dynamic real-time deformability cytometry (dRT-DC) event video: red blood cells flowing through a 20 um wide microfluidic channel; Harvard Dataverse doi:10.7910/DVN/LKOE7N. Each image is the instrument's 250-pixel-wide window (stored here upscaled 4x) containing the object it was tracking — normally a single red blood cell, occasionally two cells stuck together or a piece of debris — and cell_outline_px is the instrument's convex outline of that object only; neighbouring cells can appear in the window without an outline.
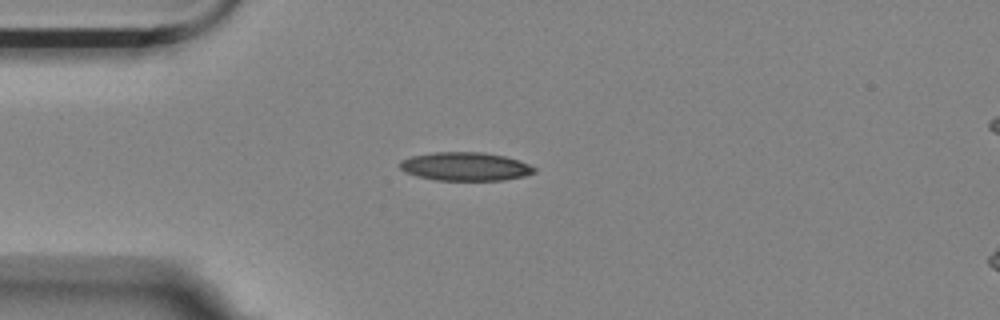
{"species": "Egyptian fruit bat (a non-hibernating species)", "species_latin": "Rousettus aegyptiacus", "temperature_condition": "room temperature", "stored_images_in_passage": 27, "camera_frame_rate_fps": 3000, "um_per_image_px": 0.085, "animal": {"sex": "female"}, "frame": {"image": 1, "passage_image": 1, "time_ms": 0.0, "image_size_px": [1000, 320], "cell_outline_px": [[536, 172], [524, 176], [504, 180], [436, 180], [416, 176], [404, 172], [400, 168], [400, 160], [412, 156], [432, 152], [484, 152], [504, 156], [528, 164], [536, 168]], "centroid_in_image_um": [39.52, 14.15], "position_along_channel_um": 45.5, "area_um2": 22.31}}
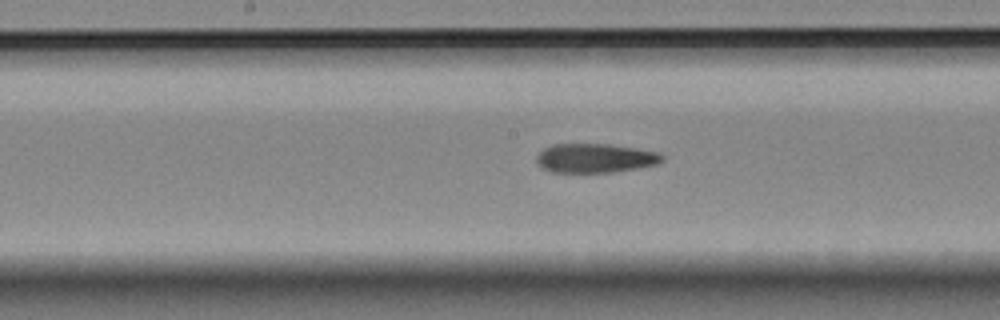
{"frame": {"image": 2, "passage_image": 15, "time_ms": 4.667, "image_size_px": [1000, 320], "cell_outline_px": [[664, 160], [656, 164], [640, 168], [612, 172], [552, 172], [540, 168], [536, 164], [536, 156], [544, 148], [552, 144], [608, 144], [636, 148], [660, 152], [664, 156]], "centroid_in_image_um": [50.58, 13.44], "position_along_channel_um": 197.6, "area_um2": 21.56}}
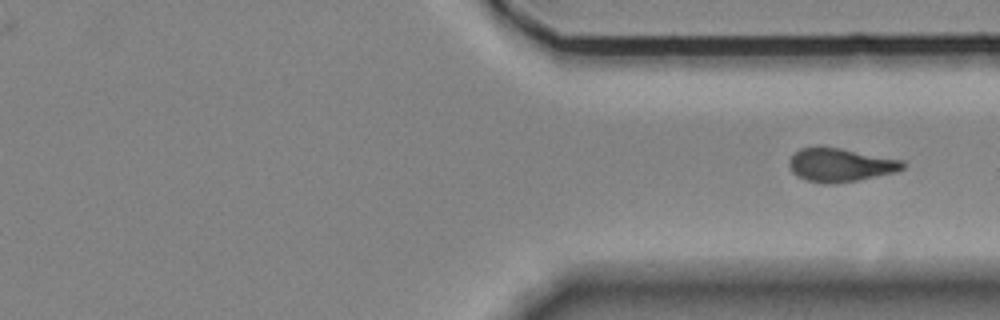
{"frame": {"image": 3, "passage_image": 27, "time_ms": 8.667, "image_size_px": [1000, 320], "cell_outline_px": [[908, 164], [904, 168], [896, 172], [856, 180], [832, 184], [824, 184], [804, 180], [796, 176], [792, 172], [788, 164], [788, 160], [800, 148], [840, 148], [904, 160]], "centroid_in_image_um": [71.45, 14.04], "position_along_channel_um": 340.0, "area_um2": 22.14}}